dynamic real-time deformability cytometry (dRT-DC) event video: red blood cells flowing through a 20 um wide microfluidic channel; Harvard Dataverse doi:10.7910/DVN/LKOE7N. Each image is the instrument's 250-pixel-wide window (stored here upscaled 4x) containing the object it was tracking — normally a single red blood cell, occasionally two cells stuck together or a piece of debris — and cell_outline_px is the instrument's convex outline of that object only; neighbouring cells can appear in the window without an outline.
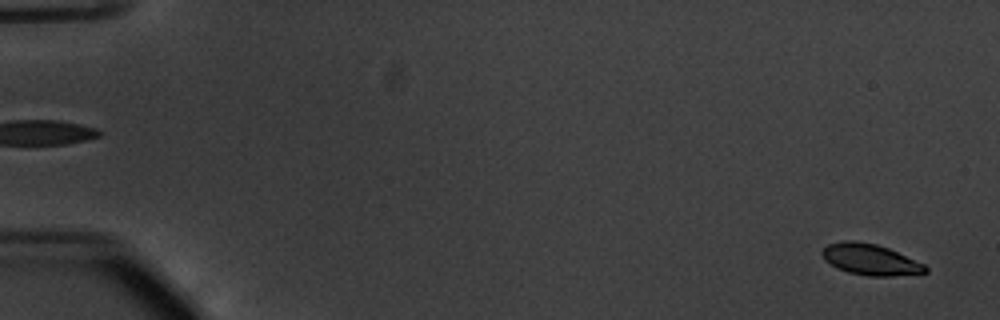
{"species": "common noctule bat (a hibernating species)", "species_latin": "Nyctalus noctula", "temperature_condition": "warm", "stored_images_in_passage": 55, "camera_frame_rate_fps": 3000, "um_per_image_px": 0.085, "animal": {"sex": "male", "body_mass_g": 20.1, "forearm_length_mm": 53.5}, "frame": {"image": 1, "passage_image": 2, "time_ms": 0.333, "image_size_px": [1000, 320], "cell_outline_px": [[928, 272], [892, 276], [868, 276], [848, 272], [836, 268], [824, 260], [820, 252], [828, 244], [844, 240], [856, 240], [876, 244], [888, 248], [924, 264], [928, 268]], "centroid_in_image_um": [73.94, 22.05], "position_along_channel_um": 11.1, "area_um2": 18.73}}
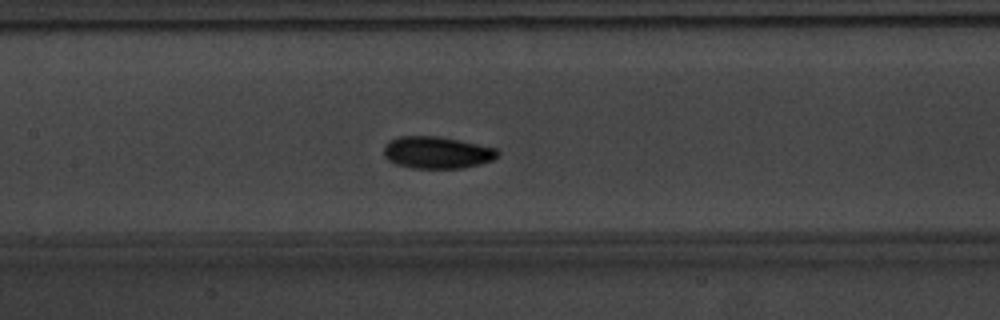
{"frame": {"image": 2, "passage_image": 27, "time_ms": 8.667, "image_size_px": [1000, 320], "cell_outline_px": [[500, 156], [492, 160], [480, 164], [464, 168], [412, 168], [396, 164], [388, 160], [384, 156], [384, 144], [388, 140], [400, 136], [436, 136], [460, 140], [496, 148], [500, 152]], "centroid_in_image_um": [37.14, 12.96], "position_along_channel_um": 170.3, "area_um2": 21.44}}
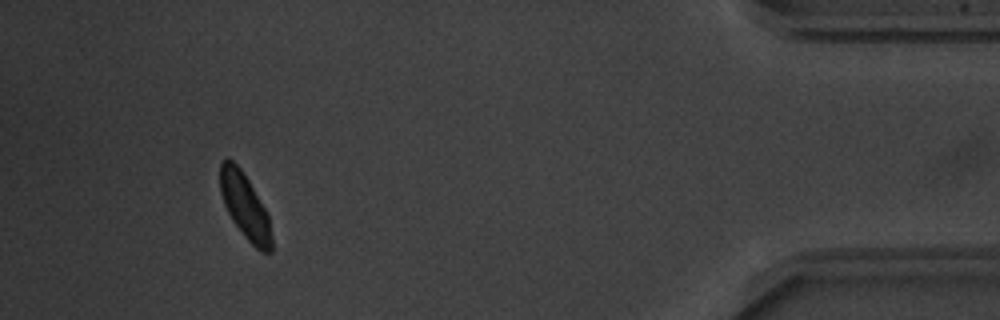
{"frame": {"image": 3, "passage_image": 51, "time_ms": 16.667, "image_size_px": [1000, 320], "cell_outline_px": [[272, 252], [260, 252], [244, 236], [232, 220], [224, 204], [220, 192], [220, 160], [228, 156], [240, 168], [248, 180], [264, 208], [268, 216], [272, 236]], "centroid_in_image_um": [20.8, 17.51], "position_along_channel_um": 414.4, "area_um2": 19.48}, "authors_computed_cell_mechanics": {"area_um2": 19.941, "velocity_mm_per_s": 3.7533, "shape_relaxation_time_tau1_ms": 8.3206, "shape_relaxation_time_tau2_ms": 5.3997, "deformation_change_tau1": 0.3147, "deformation_change_tau2": 0.0728}}